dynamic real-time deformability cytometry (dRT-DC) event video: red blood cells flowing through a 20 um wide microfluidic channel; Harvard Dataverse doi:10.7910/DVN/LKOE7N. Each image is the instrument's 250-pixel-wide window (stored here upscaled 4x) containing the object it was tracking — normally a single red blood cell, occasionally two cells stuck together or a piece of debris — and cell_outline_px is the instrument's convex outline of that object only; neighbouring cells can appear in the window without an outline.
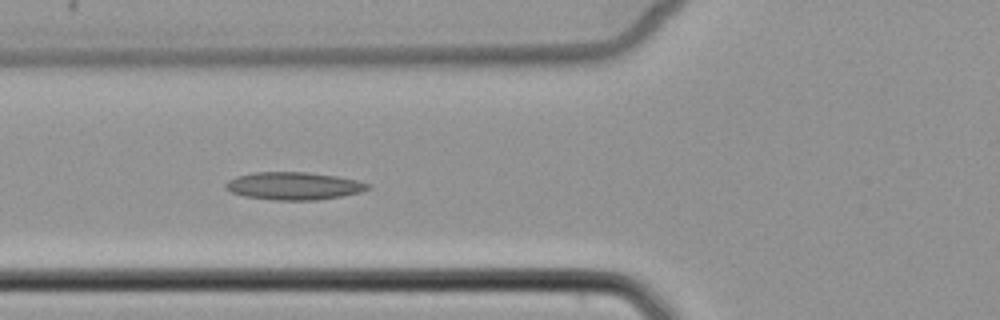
{"species": "common noctule bat (a hibernating species)", "species_latin": "Nyctalus noctula", "temperature_condition": "cold", "stored_images_in_passage": 6, "camera_frame_rate_fps": 3000, "um_per_image_px": 0.085, "animal": {"sex": "female", "body_mass_g": 22.7, "forearm_length_mm": 54.2}, "frame": {"image": 1, "passage_image": 4, "time_ms": 3.667, "image_size_px": [1000, 320], "cell_outline_px": [[372, 184], [368, 188], [360, 192], [340, 196], [316, 200], [272, 200], [244, 196], [232, 192], [224, 188], [224, 184], [228, 180], [236, 176], [252, 172], [304, 172], [336, 176], [356, 180]], "centroid_in_image_um": [24.92, 15.8], "position_along_channel_um": 100.9, "area_um2": 22.89}}
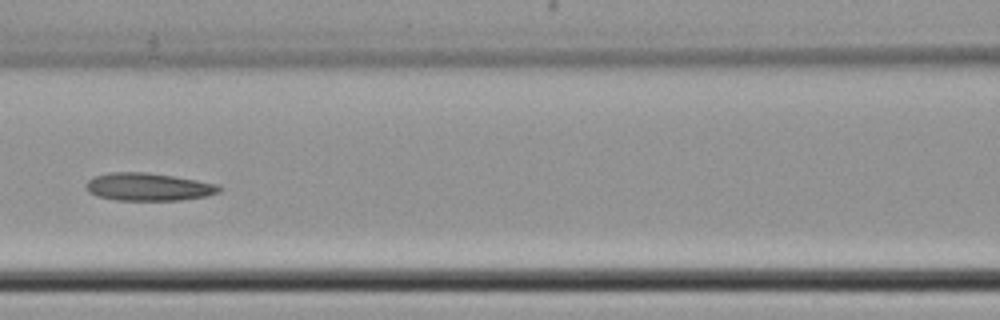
{"frame": {"image": 2, "passage_image": 5, "time_ms": 5.0, "image_size_px": [1000, 320], "cell_outline_px": [[224, 188], [220, 192], [208, 196], [180, 200], [116, 200], [96, 196], [88, 192], [84, 188], [84, 184], [92, 176], [112, 172], [144, 172], [172, 176], [220, 184]], "centroid_in_image_um": [12.6, 15.89], "position_along_channel_um": 154.0, "area_um2": 21.85}}
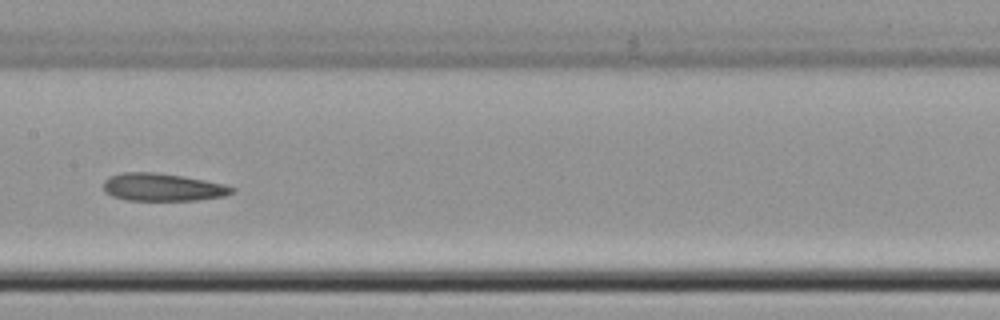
{"frame": {"image": 3, "passage_image": 6, "time_ms": 6.0, "image_size_px": [1000, 320], "cell_outline_px": [[236, 192], [224, 196], [200, 200], [124, 200], [112, 196], [104, 192], [104, 180], [108, 176], [120, 172], [156, 172], [184, 176], [224, 184], [236, 188]], "centroid_in_image_um": [13.82, 15.91], "position_along_channel_um": 193.6, "area_um2": 21.04}}